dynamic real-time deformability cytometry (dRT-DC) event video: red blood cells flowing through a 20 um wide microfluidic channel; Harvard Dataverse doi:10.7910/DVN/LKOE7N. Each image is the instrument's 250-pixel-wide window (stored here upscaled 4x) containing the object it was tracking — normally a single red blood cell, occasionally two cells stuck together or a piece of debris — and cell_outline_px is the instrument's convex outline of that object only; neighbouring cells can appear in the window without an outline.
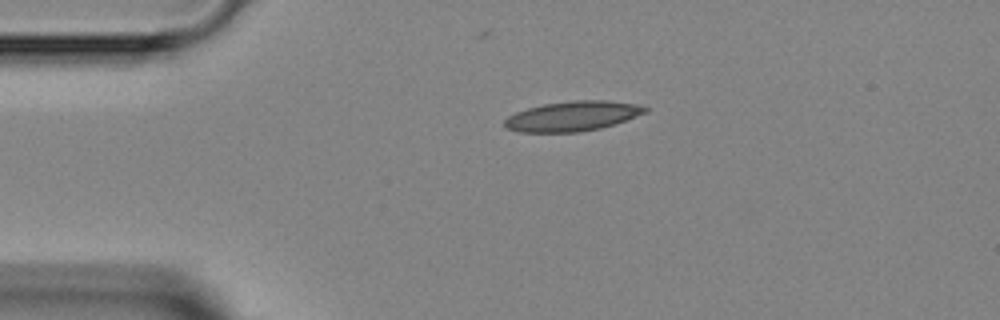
{"species": "Egyptian fruit bat (a non-hibernating species)", "species_latin": "Rousettus aegyptiacus", "temperature_condition": "room temperature", "stored_images_in_passage": 1, "camera_frame_rate_fps": 3000, "um_per_image_px": 0.085, "animal": {"sex": "female"}, "frame": {"image": 1, "passage_image": 1, "time_ms": 0.0, "image_size_px": [1000, 320], "cell_outline_px": [[648, 112], [600, 128], [580, 132], [520, 132], [504, 128], [504, 120], [508, 116], [516, 112], [528, 108], [544, 104], [572, 100], [608, 100], [636, 104], [648, 108]], "centroid_in_image_um": [48.63, 9.87], "position_along_channel_um": 36.4, "area_um2": 24.39}}